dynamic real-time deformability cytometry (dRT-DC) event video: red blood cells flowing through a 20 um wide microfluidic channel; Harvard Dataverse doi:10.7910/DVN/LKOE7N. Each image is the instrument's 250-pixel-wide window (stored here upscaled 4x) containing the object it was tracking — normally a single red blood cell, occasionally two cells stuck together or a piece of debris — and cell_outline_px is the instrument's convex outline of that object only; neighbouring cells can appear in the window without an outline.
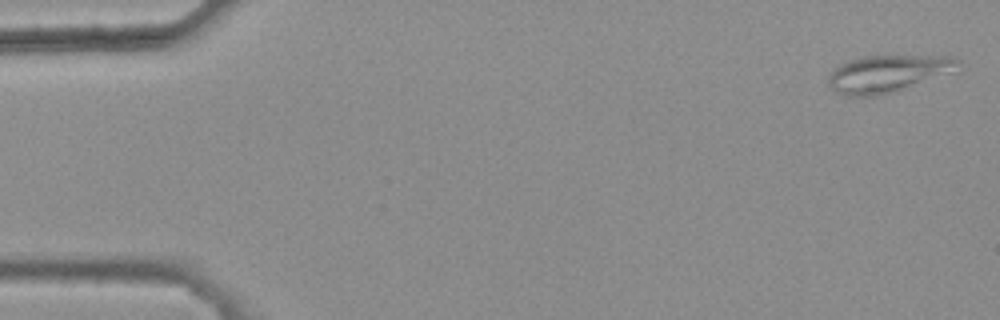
{"species": "common noctule bat (a hibernating species)", "species_latin": "Nyctalus noctula", "temperature_condition": "warm", "stored_images_in_passage": 48, "camera_frame_rate_fps": 3000, "um_per_image_px": 0.085, "animal": {"sex": "female", "body_mass_g": 25.1}, "frame": {"image": 1, "passage_image": 2, "time_ms": 0.333, "image_size_px": [1000, 320], "cell_outline_px": [[960, 72], [896, 92], [880, 96], [844, 96], [836, 92], [828, 84], [828, 76], [840, 64], [848, 60], [864, 56], [952, 56], [960, 60]], "centroid_in_image_um": [75.58, 6.28], "position_along_channel_um": 9.4, "area_um2": 28.96}}
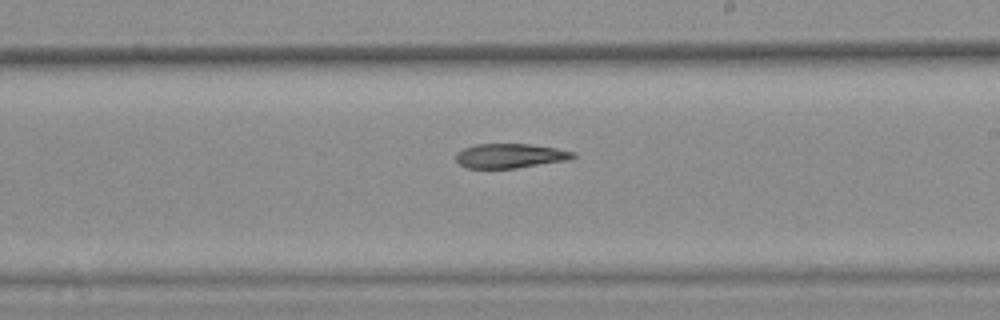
{"frame": {"image": 2, "passage_image": 31, "time_ms": 10.0, "image_size_px": [1000, 320], "cell_outline_px": [[576, 156], [568, 160], [516, 168], [468, 168], [460, 164], [456, 160], [456, 152], [464, 148], [476, 144], [528, 144], [556, 148], [576, 152]], "centroid_in_image_um": [43.36, 13.24], "position_along_channel_um": 245.6, "area_um2": 16.65}}
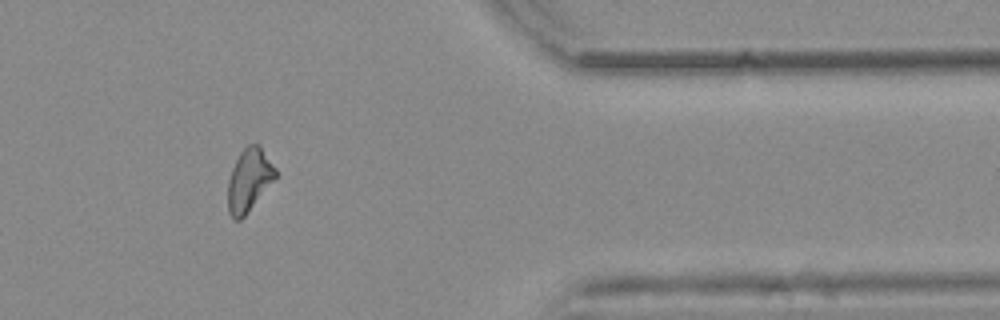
{"frame": {"image": 3, "passage_image": 44, "time_ms": 14.333, "image_size_px": [1000, 320], "cell_outline_px": [[276, 176], [244, 216], [240, 220], [236, 220], [228, 212], [228, 180], [232, 168], [240, 152], [248, 144], [260, 144], [276, 168]], "centroid_in_image_um": [21.16, 15.26], "position_along_channel_um": 390.2, "area_um2": 17.11}}